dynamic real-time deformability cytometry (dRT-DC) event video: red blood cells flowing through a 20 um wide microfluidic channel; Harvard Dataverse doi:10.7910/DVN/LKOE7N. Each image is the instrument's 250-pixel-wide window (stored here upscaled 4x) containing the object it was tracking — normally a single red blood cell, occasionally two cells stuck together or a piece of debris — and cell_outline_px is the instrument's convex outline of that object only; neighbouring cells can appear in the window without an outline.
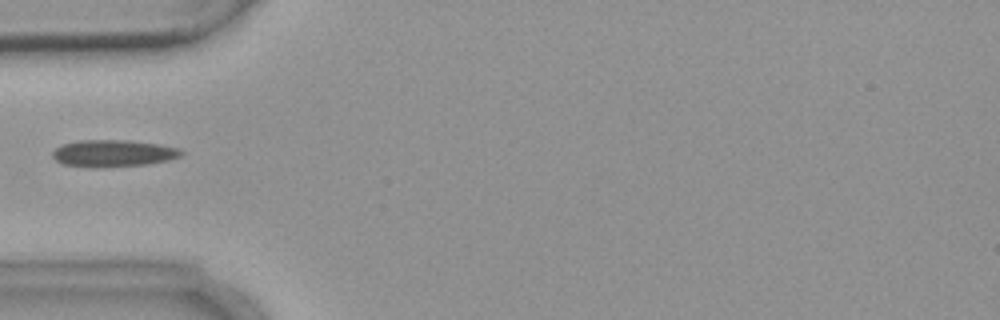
{"species": "common noctule bat (a hibernating species)", "species_latin": "Nyctalus noctula", "temperature_condition": "warm", "stored_images_in_passage": 5, "camera_frame_rate_fps": 3000, "um_per_image_px": 0.085, "animal": {"sex": "female", "body_mass_g": 18.4}, "frame": {"image": 1, "passage_image": 5, "time_ms": 5.0, "image_size_px": [1000, 320], "cell_outline_px": [[184, 152], [180, 156], [168, 160], [148, 164], [100, 168], [92, 168], [64, 164], [56, 160], [52, 156], [52, 152], [56, 148], [64, 144], [80, 140], [128, 140], [156, 144], [180, 148]], "centroid_in_image_um": [9.62, 13.04], "position_along_channel_um": 75.4, "area_um2": 20.23}}